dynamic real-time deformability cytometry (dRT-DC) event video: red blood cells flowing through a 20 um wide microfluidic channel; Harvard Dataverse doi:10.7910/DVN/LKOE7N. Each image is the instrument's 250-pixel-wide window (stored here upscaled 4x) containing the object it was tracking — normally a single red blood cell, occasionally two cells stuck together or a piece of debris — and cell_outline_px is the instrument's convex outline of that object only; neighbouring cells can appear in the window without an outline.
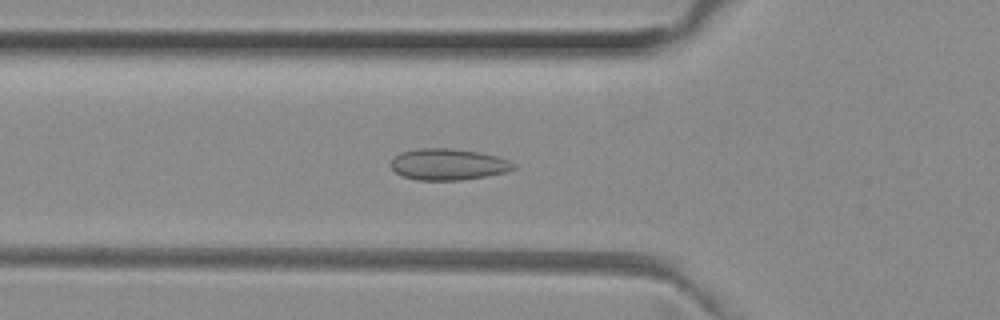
{"species": "common noctule bat (a hibernating species)", "species_latin": "Nyctalus noctula", "temperature_condition": "room temperature", "stored_images_in_passage": 51, "camera_frame_rate_fps": 3000, "um_per_image_px": 0.085, "animal": {"sex": "female", "body_mass_g": 29.2, "forearm_length_mm": 56.3}, "frame": {"image": 1, "passage_image": 18, "time_ms": 5.667, "image_size_px": [1000, 320], "cell_outline_px": [[520, 168], [508, 172], [460, 180], [416, 180], [404, 176], [396, 172], [388, 164], [392, 156], [400, 152], [420, 148], [448, 148], [480, 152], [496, 156], [508, 160], [516, 164]], "centroid_in_image_um": [38.09, 13.96], "position_along_channel_um": 87.7, "area_um2": 22.72}}
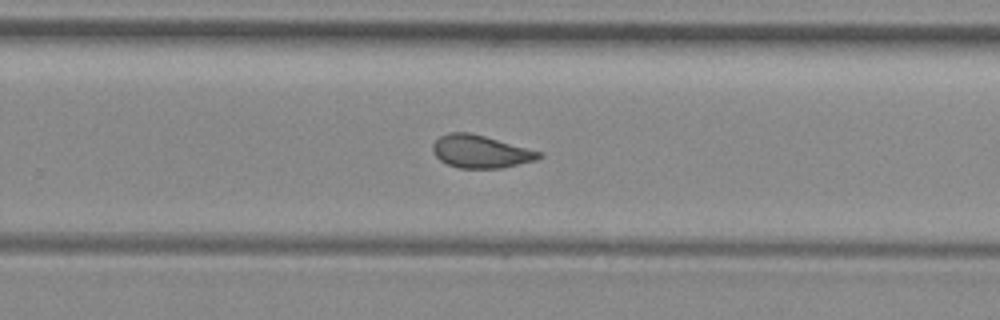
{"frame": {"image": 2, "passage_image": 33, "time_ms": 10.667, "image_size_px": [1000, 320], "cell_outline_px": [[544, 156], [536, 160], [500, 168], [456, 168], [440, 160], [432, 152], [432, 144], [440, 136], [448, 132], [472, 132], [544, 152]], "centroid_in_image_um": [40.87, 12.87], "position_along_channel_um": 288.9, "area_um2": 20.58}}
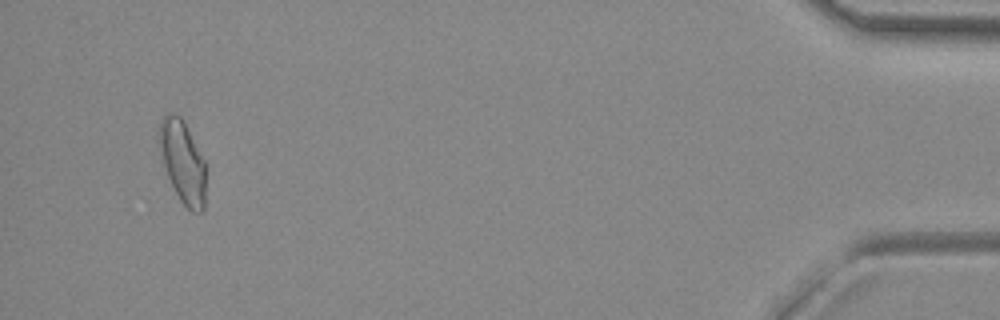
{"frame": {"image": 3, "passage_image": 49, "time_ms": 16.0, "image_size_px": [1000, 320], "cell_outline_px": [[204, 208], [200, 212], [192, 212], [180, 200], [168, 176], [160, 152], [156, 132], [160, 120], [168, 112], [176, 112], [184, 120], [204, 160]], "centroid_in_image_um": [15.48, 13.66], "position_along_channel_um": 419.7, "area_um2": 22.31}, "authors_computed_cell_mechanics": {"area_um2": 21.097, "velocity_mm_per_s": 4.0219, "shape_relaxation_time_tau1_ms": null, "shape_relaxation_time_tau2_ms": 0.9807, "deformation_change_tau1": null, "deformation_change_tau2": 0.0654}}